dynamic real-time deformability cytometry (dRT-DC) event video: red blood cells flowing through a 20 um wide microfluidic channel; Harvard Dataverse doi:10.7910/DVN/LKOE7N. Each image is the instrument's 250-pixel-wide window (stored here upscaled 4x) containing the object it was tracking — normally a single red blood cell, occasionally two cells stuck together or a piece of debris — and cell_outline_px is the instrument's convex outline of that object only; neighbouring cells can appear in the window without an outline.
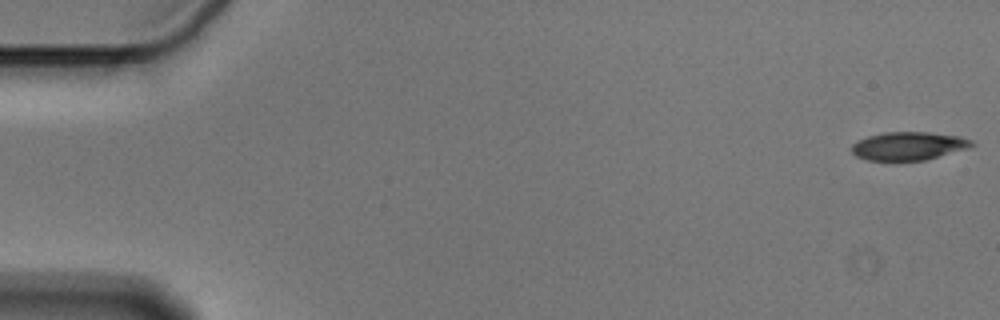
{"species": "Egyptian fruit bat (a non-hibernating species)", "species_latin": "Rousettus aegyptiacus", "temperature_condition": "cold", "stored_images_in_passage": 14, "camera_frame_rate_fps": 3000, "um_per_image_px": 0.085, "animal": {"sex": "male"}, "frame": {"image": 1, "passage_image": 1, "time_ms": 0.0, "image_size_px": [1000, 320], "cell_outline_px": [[976, 144], [968, 148], [924, 160], [868, 160], [856, 156], [852, 152], [852, 144], [868, 136], [884, 132], [928, 132], [960, 136], [972, 140]], "centroid_in_image_um": [77.24, 12.4], "position_along_channel_um": 7.8, "area_um2": 19.59}}